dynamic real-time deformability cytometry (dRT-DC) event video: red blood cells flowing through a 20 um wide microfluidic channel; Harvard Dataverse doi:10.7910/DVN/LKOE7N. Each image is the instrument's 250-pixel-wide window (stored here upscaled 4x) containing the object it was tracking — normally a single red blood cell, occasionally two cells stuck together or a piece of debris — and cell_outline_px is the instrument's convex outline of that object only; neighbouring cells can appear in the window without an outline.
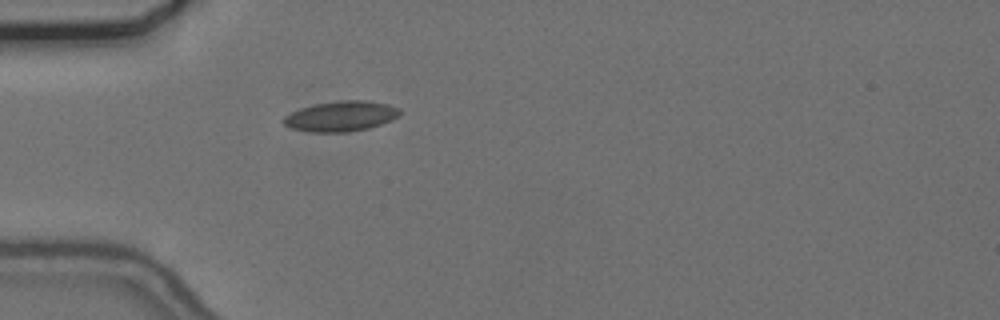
{"species": "common noctule bat (a hibernating species)", "species_latin": "Nyctalus noctula", "temperature_condition": "cold", "stored_images_in_passage": 36, "camera_frame_rate_fps": 3000, "um_per_image_px": 0.085, "animal": {"sex": "female", "body_mass_g": 24.6, "forearm_length_mm": 56.2}, "frame": {"image": 1, "passage_image": 1, "time_ms": 0.0, "image_size_px": [1000, 320], "cell_outline_px": [[400, 112], [392, 120], [368, 128], [348, 132], [308, 132], [292, 128], [284, 124], [284, 116], [300, 108], [316, 104], [340, 100], [368, 100], [388, 104], [400, 108]], "centroid_in_image_um": [28.99, 9.87], "position_along_channel_um": 56.0, "area_um2": 20.4}}
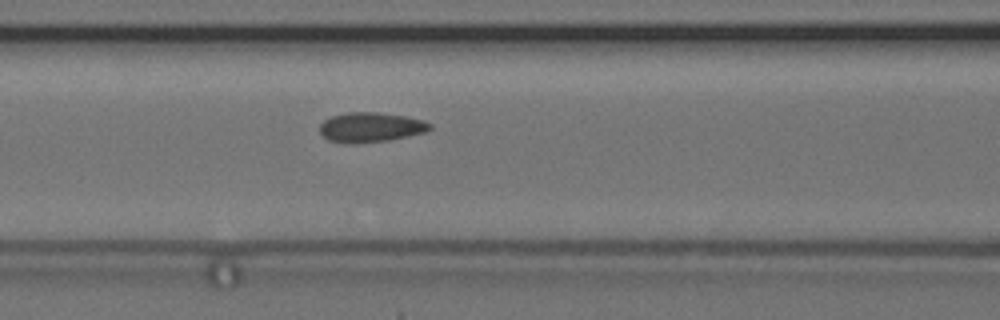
{"frame": {"image": 2, "passage_image": 8, "time_ms": 2.333, "image_size_px": [1000, 320], "cell_outline_px": [[432, 128], [428, 132], [388, 140], [356, 144], [328, 140], [320, 132], [320, 124], [324, 120], [332, 116], [348, 112], [376, 112], [404, 116], [424, 120], [432, 124]], "centroid_in_image_um": [31.54, 10.82], "position_along_channel_um": 135.1, "area_um2": 19.13}}
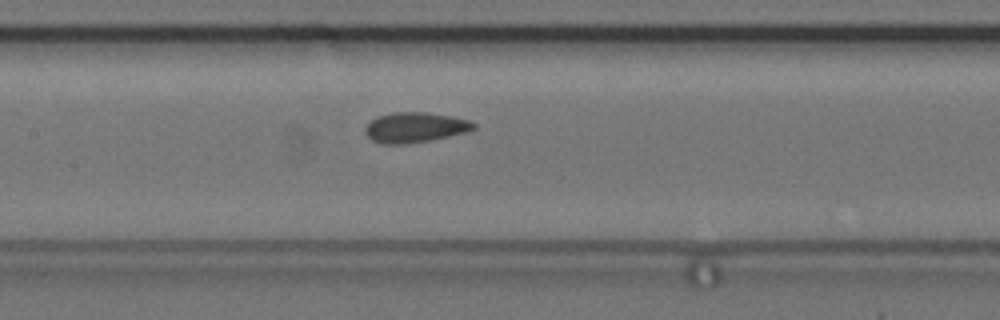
{"frame": {"image": 3, "passage_image": 11, "time_ms": 3.333, "image_size_px": [1000, 320], "cell_outline_px": [[476, 128], [468, 132], [432, 140], [408, 144], [380, 144], [372, 140], [364, 132], [364, 128], [376, 116], [392, 112], [424, 112], [452, 116], [468, 120], [476, 124]], "centroid_in_image_um": [35.27, 10.84], "position_along_channel_um": 172.1, "area_um2": 19.31}, "authors_computed_cell_mechanics": {"area_um2": 18.6405, "velocity_mm_per_s": 3.6749, "shape_relaxation_time_tau1_ms": 2.2189, "shape_relaxation_time_tau2_ms": 1.1576, "deformation_change_tau1": 0.0593, "deformation_change_tau2": 0.062}}